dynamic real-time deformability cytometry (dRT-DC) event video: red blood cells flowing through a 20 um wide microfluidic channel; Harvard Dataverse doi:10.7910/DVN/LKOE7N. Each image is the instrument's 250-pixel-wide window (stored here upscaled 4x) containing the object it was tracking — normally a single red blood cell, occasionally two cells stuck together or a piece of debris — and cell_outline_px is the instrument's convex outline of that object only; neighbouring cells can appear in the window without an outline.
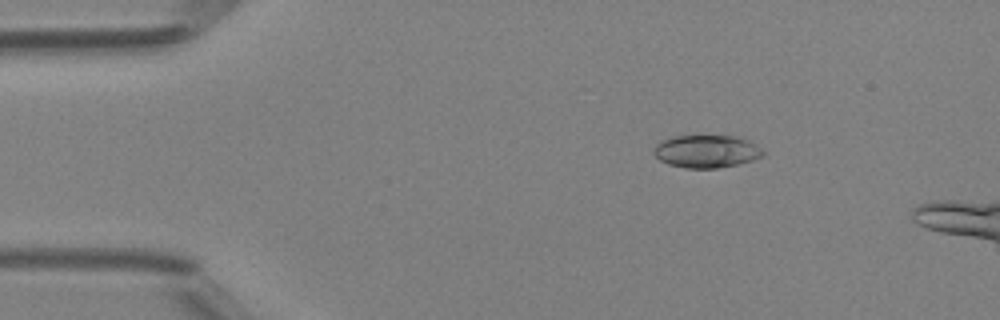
{"species": "Egyptian fruit bat (a non-hibernating species)", "species_latin": "Rousettus aegyptiacus", "temperature_condition": "room temperature", "stored_images_in_passage": 4, "camera_frame_rate_fps": 3000, "um_per_image_px": 0.085, "animal": {"sex": "female"}, "frame": {"image": 1, "passage_image": 2, "time_ms": 1.333, "image_size_px": [1000, 320], "cell_outline_px": [[764, 156], [740, 164], [716, 168], [684, 168], [668, 164], [660, 160], [652, 152], [656, 144], [660, 140], [672, 136], [732, 136], [748, 140], [756, 144], [764, 152]], "centroid_in_image_um": [60.03, 12.87], "position_along_channel_um": 25.0, "area_um2": 20.92}}